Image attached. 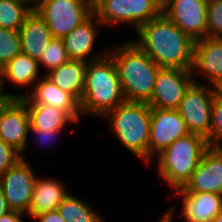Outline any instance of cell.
Masks as SVG:
<instances>
[{
    "mask_svg": "<svg viewBox=\"0 0 222 222\" xmlns=\"http://www.w3.org/2000/svg\"><path fill=\"white\" fill-rule=\"evenodd\" d=\"M132 40L159 67L191 70L194 44L163 12L136 30Z\"/></svg>",
    "mask_w": 222,
    "mask_h": 222,
    "instance_id": "1",
    "label": "cell"
},
{
    "mask_svg": "<svg viewBox=\"0 0 222 222\" xmlns=\"http://www.w3.org/2000/svg\"><path fill=\"white\" fill-rule=\"evenodd\" d=\"M125 101L148 103L155 87L159 66L131 40L110 47Z\"/></svg>",
    "mask_w": 222,
    "mask_h": 222,
    "instance_id": "2",
    "label": "cell"
},
{
    "mask_svg": "<svg viewBox=\"0 0 222 222\" xmlns=\"http://www.w3.org/2000/svg\"><path fill=\"white\" fill-rule=\"evenodd\" d=\"M124 101L117 67L112 57L107 53L88 62L79 103L81 114L103 117Z\"/></svg>",
    "mask_w": 222,
    "mask_h": 222,
    "instance_id": "3",
    "label": "cell"
},
{
    "mask_svg": "<svg viewBox=\"0 0 222 222\" xmlns=\"http://www.w3.org/2000/svg\"><path fill=\"white\" fill-rule=\"evenodd\" d=\"M111 130L118 141L134 156L148 165L151 107L145 102L124 101L107 112ZM113 128V129H112Z\"/></svg>",
    "mask_w": 222,
    "mask_h": 222,
    "instance_id": "4",
    "label": "cell"
},
{
    "mask_svg": "<svg viewBox=\"0 0 222 222\" xmlns=\"http://www.w3.org/2000/svg\"><path fill=\"white\" fill-rule=\"evenodd\" d=\"M208 148L206 139L200 135L189 133L180 137L156 156L159 177L173 191L183 188Z\"/></svg>",
    "mask_w": 222,
    "mask_h": 222,
    "instance_id": "5",
    "label": "cell"
},
{
    "mask_svg": "<svg viewBox=\"0 0 222 222\" xmlns=\"http://www.w3.org/2000/svg\"><path fill=\"white\" fill-rule=\"evenodd\" d=\"M158 0H99L93 13L103 26L131 24L135 31L162 13Z\"/></svg>",
    "mask_w": 222,
    "mask_h": 222,
    "instance_id": "6",
    "label": "cell"
},
{
    "mask_svg": "<svg viewBox=\"0 0 222 222\" xmlns=\"http://www.w3.org/2000/svg\"><path fill=\"white\" fill-rule=\"evenodd\" d=\"M34 10L54 38H63L93 13V6L87 0H39Z\"/></svg>",
    "mask_w": 222,
    "mask_h": 222,
    "instance_id": "7",
    "label": "cell"
},
{
    "mask_svg": "<svg viewBox=\"0 0 222 222\" xmlns=\"http://www.w3.org/2000/svg\"><path fill=\"white\" fill-rule=\"evenodd\" d=\"M208 86L210 84L194 81L185 92L177 109L190 133L200 135L205 139L209 136L212 103L216 94L214 87Z\"/></svg>",
    "mask_w": 222,
    "mask_h": 222,
    "instance_id": "8",
    "label": "cell"
},
{
    "mask_svg": "<svg viewBox=\"0 0 222 222\" xmlns=\"http://www.w3.org/2000/svg\"><path fill=\"white\" fill-rule=\"evenodd\" d=\"M196 81L191 70L159 67L151 100V108L177 110L185 92Z\"/></svg>",
    "mask_w": 222,
    "mask_h": 222,
    "instance_id": "9",
    "label": "cell"
},
{
    "mask_svg": "<svg viewBox=\"0 0 222 222\" xmlns=\"http://www.w3.org/2000/svg\"><path fill=\"white\" fill-rule=\"evenodd\" d=\"M29 127L26 103L21 98H7L0 106V139L20 152L22 159L28 150Z\"/></svg>",
    "mask_w": 222,
    "mask_h": 222,
    "instance_id": "10",
    "label": "cell"
},
{
    "mask_svg": "<svg viewBox=\"0 0 222 222\" xmlns=\"http://www.w3.org/2000/svg\"><path fill=\"white\" fill-rule=\"evenodd\" d=\"M208 0H167L162 12L193 41L207 37Z\"/></svg>",
    "mask_w": 222,
    "mask_h": 222,
    "instance_id": "11",
    "label": "cell"
},
{
    "mask_svg": "<svg viewBox=\"0 0 222 222\" xmlns=\"http://www.w3.org/2000/svg\"><path fill=\"white\" fill-rule=\"evenodd\" d=\"M30 164L21 159L0 176V188L9 208L24 214L28 211L37 179Z\"/></svg>",
    "mask_w": 222,
    "mask_h": 222,
    "instance_id": "12",
    "label": "cell"
},
{
    "mask_svg": "<svg viewBox=\"0 0 222 222\" xmlns=\"http://www.w3.org/2000/svg\"><path fill=\"white\" fill-rule=\"evenodd\" d=\"M189 133L178 110L151 108L148 163L175 140Z\"/></svg>",
    "mask_w": 222,
    "mask_h": 222,
    "instance_id": "13",
    "label": "cell"
},
{
    "mask_svg": "<svg viewBox=\"0 0 222 222\" xmlns=\"http://www.w3.org/2000/svg\"><path fill=\"white\" fill-rule=\"evenodd\" d=\"M178 191L222 194V148L209 147L190 180Z\"/></svg>",
    "mask_w": 222,
    "mask_h": 222,
    "instance_id": "14",
    "label": "cell"
},
{
    "mask_svg": "<svg viewBox=\"0 0 222 222\" xmlns=\"http://www.w3.org/2000/svg\"><path fill=\"white\" fill-rule=\"evenodd\" d=\"M100 26H103V24L92 13L84 22L76 26L68 35L62 38L70 60L90 62L107 54V50H105L104 53H99V55L97 53L92 55L94 53V45L96 44L98 27Z\"/></svg>",
    "mask_w": 222,
    "mask_h": 222,
    "instance_id": "15",
    "label": "cell"
},
{
    "mask_svg": "<svg viewBox=\"0 0 222 222\" xmlns=\"http://www.w3.org/2000/svg\"><path fill=\"white\" fill-rule=\"evenodd\" d=\"M32 91L23 93L26 104H44L66 111L76 122L82 116L79 102L68 92L57 87L49 78H39Z\"/></svg>",
    "mask_w": 222,
    "mask_h": 222,
    "instance_id": "16",
    "label": "cell"
},
{
    "mask_svg": "<svg viewBox=\"0 0 222 222\" xmlns=\"http://www.w3.org/2000/svg\"><path fill=\"white\" fill-rule=\"evenodd\" d=\"M191 72L203 75L213 87L222 80V38L205 37L195 42Z\"/></svg>",
    "mask_w": 222,
    "mask_h": 222,
    "instance_id": "17",
    "label": "cell"
},
{
    "mask_svg": "<svg viewBox=\"0 0 222 222\" xmlns=\"http://www.w3.org/2000/svg\"><path fill=\"white\" fill-rule=\"evenodd\" d=\"M182 197V215L191 222H211L222 211V194L210 192H179Z\"/></svg>",
    "mask_w": 222,
    "mask_h": 222,
    "instance_id": "18",
    "label": "cell"
},
{
    "mask_svg": "<svg viewBox=\"0 0 222 222\" xmlns=\"http://www.w3.org/2000/svg\"><path fill=\"white\" fill-rule=\"evenodd\" d=\"M39 72L40 66L36 59L22 52L17 54L0 70V92L8 98H22L21 93L5 92L3 90L5 86L4 81H10L14 86L20 87L31 85L33 89L36 81H38Z\"/></svg>",
    "mask_w": 222,
    "mask_h": 222,
    "instance_id": "19",
    "label": "cell"
},
{
    "mask_svg": "<svg viewBox=\"0 0 222 222\" xmlns=\"http://www.w3.org/2000/svg\"><path fill=\"white\" fill-rule=\"evenodd\" d=\"M21 51L37 61L54 38L43 18L33 9L19 30Z\"/></svg>",
    "mask_w": 222,
    "mask_h": 222,
    "instance_id": "20",
    "label": "cell"
},
{
    "mask_svg": "<svg viewBox=\"0 0 222 222\" xmlns=\"http://www.w3.org/2000/svg\"><path fill=\"white\" fill-rule=\"evenodd\" d=\"M64 187L61 181L53 177H37L27 215L33 219L39 214L57 210L69 195Z\"/></svg>",
    "mask_w": 222,
    "mask_h": 222,
    "instance_id": "21",
    "label": "cell"
},
{
    "mask_svg": "<svg viewBox=\"0 0 222 222\" xmlns=\"http://www.w3.org/2000/svg\"><path fill=\"white\" fill-rule=\"evenodd\" d=\"M87 63L83 60H69L67 63L48 72L46 76L57 87L71 94L80 103Z\"/></svg>",
    "mask_w": 222,
    "mask_h": 222,
    "instance_id": "22",
    "label": "cell"
},
{
    "mask_svg": "<svg viewBox=\"0 0 222 222\" xmlns=\"http://www.w3.org/2000/svg\"><path fill=\"white\" fill-rule=\"evenodd\" d=\"M30 126L35 129L62 130L70 122H76L66 111L44 104H26Z\"/></svg>",
    "mask_w": 222,
    "mask_h": 222,
    "instance_id": "23",
    "label": "cell"
},
{
    "mask_svg": "<svg viewBox=\"0 0 222 222\" xmlns=\"http://www.w3.org/2000/svg\"><path fill=\"white\" fill-rule=\"evenodd\" d=\"M65 222H104L93 206L69 193L57 208Z\"/></svg>",
    "mask_w": 222,
    "mask_h": 222,
    "instance_id": "24",
    "label": "cell"
},
{
    "mask_svg": "<svg viewBox=\"0 0 222 222\" xmlns=\"http://www.w3.org/2000/svg\"><path fill=\"white\" fill-rule=\"evenodd\" d=\"M32 9L16 0H0V27L19 31Z\"/></svg>",
    "mask_w": 222,
    "mask_h": 222,
    "instance_id": "25",
    "label": "cell"
},
{
    "mask_svg": "<svg viewBox=\"0 0 222 222\" xmlns=\"http://www.w3.org/2000/svg\"><path fill=\"white\" fill-rule=\"evenodd\" d=\"M21 52L19 31L0 27V70Z\"/></svg>",
    "mask_w": 222,
    "mask_h": 222,
    "instance_id": "26",
    "label": "cell"
},
{
    "mask_svg": "<svg viewBox=\"0 0 222 222\" xmlns=\"http://www.w3.org/2000/svg\"><path fill=\"white\" fill-rule=\"evenodd\" d=\"M69 60L62 38H53L38 62L40 67L44 65L50 72Z\"/></svg>",
    "mask_w": 222,
    "mask_h": 222,
    "instance_id": "27",
    "label": "cell"
},
{
    "mask_svg": "<svg viewBox=\"0 0 222 222\" xmlns=\"http://www.w3.org/2000/svg\"><path fill=\"white\" fill-rule=\"evenodd\" d=\"M207 144L212 148H222V99L215 94L212 103L211 123Z\"/></svg>",
    "mask_w": 222,
    "mask_h": 222,
    "instance_id": "28",
    "label": "cell"
},
{
    "mask_svg": "<svg viewBox=\"0 0 222 222\" xmlns=\"http://www.w3.org/2000/svg\"><path fill=\"white\" fill-rule=\"evenodd\" d=\"M207 37L222 38V0H208Z\"/></svg>",
    "mask_w": 222,
    "mask_h": 222,
    "instance_id": "29",
    "label": "cell"
},
{
    "mask_svg": "<svg viewBox=\"0 0 222 222\" xmlns=\"http://www.w3.org/2000/svg\"><path fill=\"white\" fill-rule=\"evenodd\" d=\"M21 159L20 152L0 139V176Z\"/></svg>",
    "mask_w": 222,
    "mask_h": 222,
    "instance_id": "30",
    "label": "cell"
},
{
    "mask_svg": "<svg viewBox=\"0 0 222 222\" xmlns=\"http://www.w3.org/2000/svg\"><path fill=\"white\" fill-rule=\"evenodd\" d=\"M29 131L34 133V135L37 137V141H39V144L41 143L42 145H49L50 143L55 141L56 137L60 135V132L62 130H56L53 128H51L50 130H41L32 128L30 126Z\"/></svg>",
    "mask_w": 222,
    "mask_h": 222,
    "instance_id": "31",
    "label": "cell"
},
{
    "mask_svg": "<svg viewBox=\"0 0 222 222\" xmlns=\"http://www.w3.org/2000/svg\"><path fill=\"white\" fill-rule=\"evenodd\" d=\"M33 219L38 220V222H65L58 210L39 214Z\"/></svg>",
    "mask_w": 222,
    "mask_h": 222,
    "instance_id": "32",
    "label": "cell"
},
{
    "mask_svg": "<svg viewBox=\"0 0 222 222\" xmlns=\"http://www.w3.org/2000/svg\"><path fill=\"white\" fill-rule=\"evenodd\" d=\"M24 213L19 211H9L0 218V222H24L22 219Z\"/></svg>",
    "mask_w": 222,
    "mask_h": 222,
    "instance_id": "33",
    "label": "cell"
},
{
    "mask_svg": "<svg viewBox=\"0 0 222 222\" xmlns=\"http://www.w3.org/2000/svg\"><path fill=\"white\" fill-rule=\"evenodd\" d=\"M9 211H11V209L9 208V205L7 203V200L5 199L3 192L0 188V218L8 213Z\"/></svg>",
    "mask_w": 222,
    "mask_h": 222,
    "instance_id": "34",
    "label": "cell"
},
{
    "mask_svg": "<svg viewBox=\"0 0 222 222\" xmlns=\"http://www.w3.org/2000/svg\"><path fill=\"white\" fill-rule=\"evenodd\" d=\"M174 207L172 208H169V209H167L164 213H163V215H161V218H160V220L158 221V222H172L173 220L172 219H174L173 217H174ZM186 222H191V221H188V220H185Z\"/></svg>",
    "mask_w": 222,
    "mask_h": 222,
    "instance_id": "35",
    "label": "cell"
},
{
    "mask_svg": "<svg viewBox=\"0 0 222 222\" xmlns=\"http://www.w3.org/2000/svg\"><path fill=\"white\" fill-rule=\"evenodd\" d=\"M216 95L222 99V80L214 86Z\"/></svg>",
    "mask_w": 222,
    "mask_h": 222,
    "instance_id": "36",
    "label": "cell"
},
{
    "mask_svg": "<svg viewBox=\"0 0 222 222\" xmlns=\"http://www.w3.org/2000/svg\"><path fill=\"white\" fill-rule=\"evenodd\" d=\"M16 1L27 4L32 10L35 9L36 2L34 0H16Z\"/></svg>",
    "mask_w": 222,
    "mask_h": 222,
    "instance_id": "37",
    "label": "cell"
},
{
    "mask_svg": "<svg viewBox=\"0 0 222 222\" xmlns=\"http://www.w3.org/2000/svg\"><path fill=\"white\" fill-rule=\"evenodd\" d=\"M211 222H222V211Z\"/></svg>",
    "mask_w": 222,
    "mask_h": 222,
    "instance_id": "38",
    "label": "cell"
},
{
    "mask_svg": "<svg viewBox=\"0 0 222 222\" xmlns=\"http://www.w3.org/2000/svg\"><path fill=\"white\" fill-rule=\"evenodd\" d=\"M8 97L4 96L1 92H0V102H4Z\"/></svg>",
    "mask_w": 222,
    "mask_h": 222,
    "instance_id": "39",
    "label": "cell"
},
{
    "mask_svg": "<svg viewBox=\"0 0 222 222\" xmlns=\"http://www.w3.org/2000/svg\"><path fill=\"white\" fill-rule=\"evenodd\" d=\"M92 6L97 3L99 0H87Z\"/></svg>",
    "mask_w": 222,
    "mask_h": 222,
    "instance_id": "40",
    "label": "cell"
},
{
    "mask_svg": "<svg viewBox=\"0 0 222 222\" xmlns=\"http://www.w3.org/2000/svg\"><path fill=\"white\" fill-rule=\"evenodd\" d=\"M162 5L167 1V0H158Z\"/></svg>",
    "mask_w": 222,
    "mask_h": 222,
    "instance_id": "41",
    "label": "cell"
}]
</instances>
